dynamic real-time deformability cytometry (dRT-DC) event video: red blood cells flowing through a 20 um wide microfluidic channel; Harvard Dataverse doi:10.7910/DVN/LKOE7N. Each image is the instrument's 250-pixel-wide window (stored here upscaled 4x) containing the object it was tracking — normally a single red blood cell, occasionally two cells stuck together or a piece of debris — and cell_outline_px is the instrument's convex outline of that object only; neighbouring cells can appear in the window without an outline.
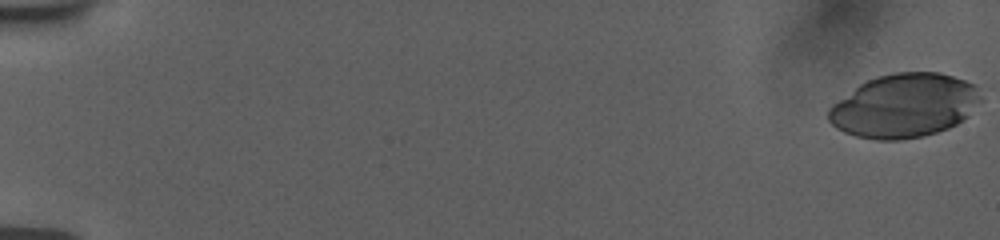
{"species": "human", "species_latin": "Homo sapiens", "temperature_condition": "room temperature", "stored_images_in_passage": 12, "camera_frame_rate_fps": 3000, "um_per_image_px": 0.085, "donor": {"sex": "female"}, "frame": {"image": 1, "passage_image": 1, "time_ms": 0.0, "image_size_px": [1000, 240], "cell_outline_px": [[980, 100], [956, 124], [948, 128], [924, 136], [900, 140], [876, 140], [856, 136], [844, 132], [836, 128], [828, 120], [828, 108], [832, 104], [860, 84], [876, 76], [896, 72], [940, 72], [976, 84], [980, 96]], "centroid_in_image_um": [76.82, 8.98], "position_along_channel_um": 8.2, "area_um2": 56.24}}